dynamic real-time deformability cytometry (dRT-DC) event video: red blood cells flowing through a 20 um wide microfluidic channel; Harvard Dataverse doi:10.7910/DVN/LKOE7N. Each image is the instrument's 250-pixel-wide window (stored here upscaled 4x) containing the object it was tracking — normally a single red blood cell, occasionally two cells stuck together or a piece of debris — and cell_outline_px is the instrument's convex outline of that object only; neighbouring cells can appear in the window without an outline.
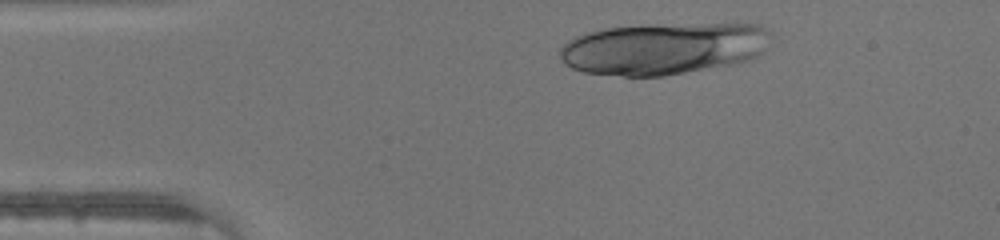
{"species": "human", "species_latin": "Homo sapiens", "temperature_condition": "warm", "stored_images_in_passage": 32, "camera_frame_rate_fps": 3000, "um_per_image_px": 0.085, "donor": {"sex": "male"}, "frame": {"image": 1, "passage_image": 4, "time_ms": 1.0, "image_size_px": [1000, 240], "cell_outline_px": [[772, 32], [764, 52], [748, 60], [736, 64], [664, 76], [624, 76], [584, 72], [572, 68], [564, 64], [560, 60], [560, 48], [568, 40], [576, 36], [588, 32], [608, 28], [648, 24], [760, 24], [768, 28]], "centroid_in_image_um": [56.43, 4.12], "position_along_channel_um": 28.6, "area_um2": 64.39}}